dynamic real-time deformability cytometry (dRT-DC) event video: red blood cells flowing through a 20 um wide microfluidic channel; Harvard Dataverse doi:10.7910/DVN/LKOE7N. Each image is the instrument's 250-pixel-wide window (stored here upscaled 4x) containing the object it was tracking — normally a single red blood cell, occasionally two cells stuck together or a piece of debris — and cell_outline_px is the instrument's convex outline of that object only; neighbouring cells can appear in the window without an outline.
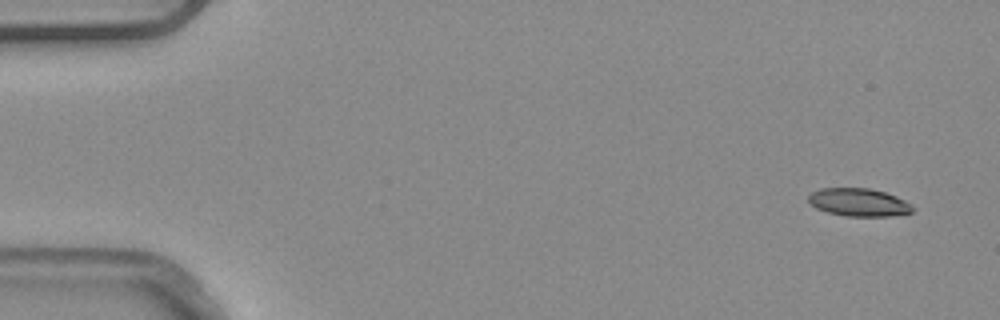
{"species": "common noctule bat (a hibernating species)", "species_latin": "Nyctalus noctula", "temperature_condition": "warm", "stored_images_in_passage": 4, "camera_frame_rate_fps": 3000, "um_per_image_px": 0.085, "animal": {"sex": "male", "body_mass_g": 20.4}, "frame": {"image": 1, "passage_image": 1, "time_ms": 0.0, "image_size_px": [1000, 320], "cell_outline_px": [[912, 212], [888, 216], [844, 216], [828, 212], [816, 208], [808, 200], [808, 196], [812, 192], [820, 188], [868, 188], [884, 192], [896, 196], [912, 204]], "centroid_in_image_um": [72.98, 17.19], "position_along_channel_um": 12.0, "area_um2": 16.82}}
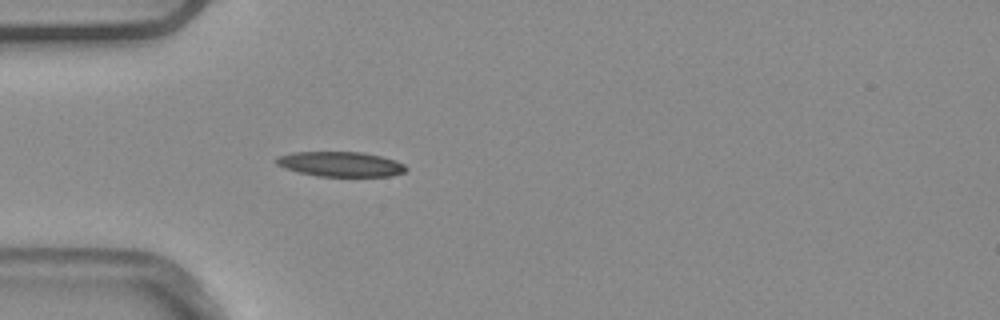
{"frame": {"image": 2, "passage_image": 4, "time_ms": 1.0, "image_size_px": [1000, 320], "cell_outline_px": [[408, 168], [404, 172], [392, 176], [316, 176], [284, 168], [276, 164], [276, 160], [280, 156], [292, 152], [364, 152], [396, 160], [404, 164]], "centroid_in_image_um": [28.98, 13.95], "position_along_channel_um": 56.0, "area_um2": 18.79}}